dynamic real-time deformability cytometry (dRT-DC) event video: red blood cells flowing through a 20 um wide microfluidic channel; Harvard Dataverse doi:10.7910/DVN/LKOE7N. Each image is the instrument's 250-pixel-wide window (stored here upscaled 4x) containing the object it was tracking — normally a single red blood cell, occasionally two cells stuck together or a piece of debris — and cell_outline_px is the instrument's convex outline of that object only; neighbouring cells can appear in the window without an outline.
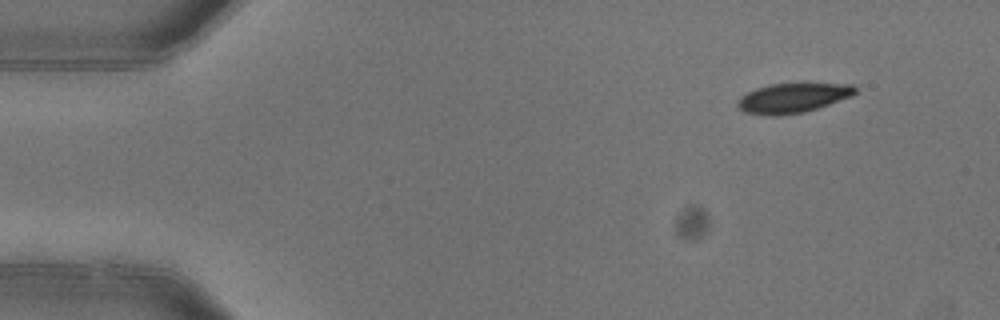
{"species": "common noctule bat (a hibernating species)", "species_latin": "Nyctalus noctula", "temperature_condition": "warm", "stored_images_in_passage": 7, "camera_frame_rate_fps": 3000, "um_per_image_px": 0.085, "animal": {"sex": "female"}, "frame": {"image": 1, "passage_image": 1, "time_ms": 0.0, "image_size_px": [1000, 320], "cell_outline_px": [[856, 92], [852, 96], [804, 112], [776, 116], [772, 116], [744, 112], [736, 104], [736, 100], [740, 96], [756, 88], [768, 84], [804, 80], [856, 84]], "centroid_in_image_um": [67.44, 8.25], "position_along_channel_um": 17.6, "area_um2": 21.44}}
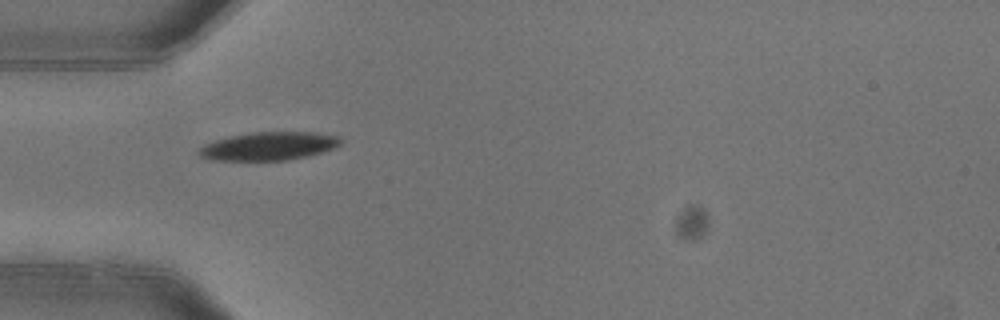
{"frame": {"image": 2, "passage_image": 4, "time_ms": 1.0, "image_size_px": [1000, 320], "cell_outline_px": [[344, 140], [340, 144], [324, 152], [288, 160], [208, 160], [200, 156], [196, 152], [204, 144], [228, 136], [252, 132], [316, 132], [340, 136]], "centroid_in_image_um": [22.85, 12.41], "position_along_channel_um": 62.1, "area_um2": 23.52}}